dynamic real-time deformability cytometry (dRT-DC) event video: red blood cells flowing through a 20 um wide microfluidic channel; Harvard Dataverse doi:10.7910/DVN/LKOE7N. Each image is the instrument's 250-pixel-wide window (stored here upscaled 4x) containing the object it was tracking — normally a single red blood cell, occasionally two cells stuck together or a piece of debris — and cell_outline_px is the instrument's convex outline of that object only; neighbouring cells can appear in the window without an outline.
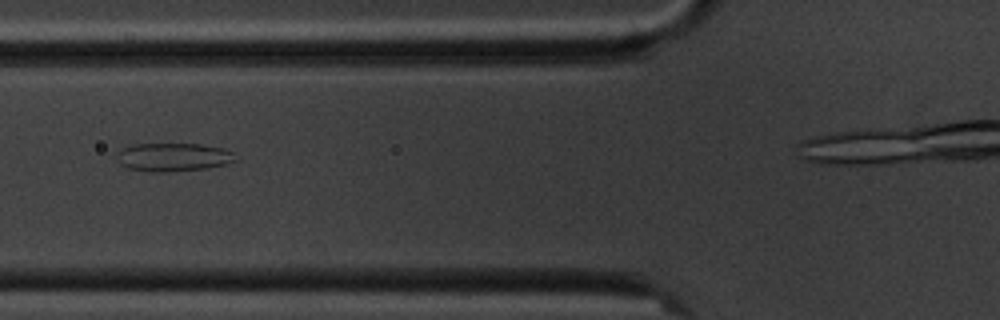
{"species": "common noctule bat (a hibernating species)", "species_latin": "Nyctalus noctula", "temperature_condition": "cold", "stored_images_in_passage": 20, "camera_frame_rate_fps": 3000, "um_per_image_px": 0.085, "animal": {"sex": "male", "body_mass_g": 20.1, "forearm_length_mm": 53.5}, "frame": {"image": 1, "passage_image": 9, "time_ms": 9.333, "image_size_px": [1000, 320], "cell_outline_px": [[240, 160], [228, 164], [208, 168], [164, 172], [148, 172], [128, 168], [120, 164], [120, 152], [124, 148], [132, 144], [200, 144], [224, 148], [232, 152]], "centroid_in_image_um": [14.83, 13.36], "position_along_channel_um": 111.0, "area_um2": 19.59}}